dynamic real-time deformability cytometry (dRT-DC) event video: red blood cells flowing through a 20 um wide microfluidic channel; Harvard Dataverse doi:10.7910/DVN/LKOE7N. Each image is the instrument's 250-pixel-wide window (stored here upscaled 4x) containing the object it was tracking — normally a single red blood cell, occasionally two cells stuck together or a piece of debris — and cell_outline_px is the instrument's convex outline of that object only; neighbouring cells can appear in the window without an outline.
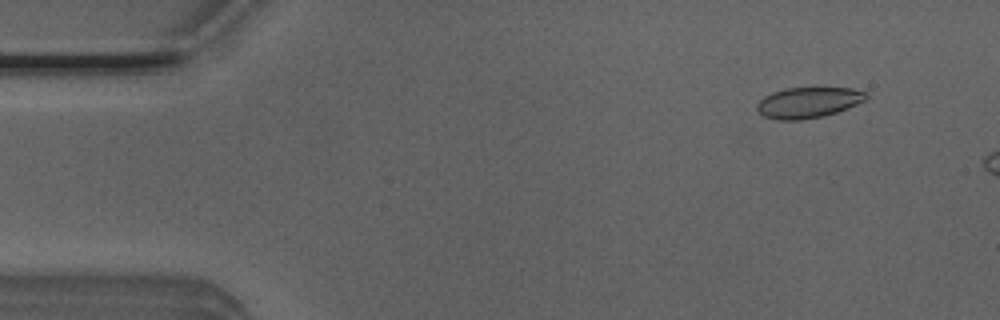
{"species": "Egyptian fruit bat (a non-hibernating species)", "species_latin": "Rousettus aegyptiacus", "temperature_condition": "room temperature", "stored_images_in_passage": 48, "camera_frame_rate_fps": 3000, "um_per_image_px": 0.085, "animal": {"sex": "male"}, "frame": {"image": 1, "passage_image": 5, "time_ms": 1.333, "image_size_px": [1000, 320], "cell_outline_px": [[868, 96], [864, 100], [848, 108], [824, 116], [800, 120], [776, 120], [764, 116], [756, 108], [756, 104], [764, 96], [772, 92], [784, 88], [812, 84], [852, 88], [868, 92]], "centroid_in_image_um": [68.72, 8.65], "position_along_channel_um": 16.3, "area_um2": 20.58}}
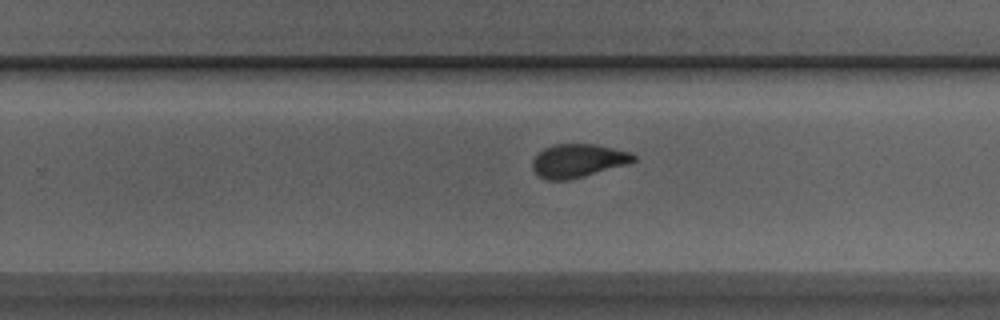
{"frame": {"image": 2, "passage_image": 33, "time_ms": 10.667, "image_size_px": [1000, 320], "cell_outline_px": [[636, 160], [628, 164], [584, 176], [568, 180], [548, 180], [540, 176], [532, 168], [532, 160], [544, 148], [556, 144], [596, 144], [632, 152], [636, 156]], "centroid_in_image_um": [49.16, 13.65], "position_along_channel_um": 280.6, "area_um2": 19.65}}
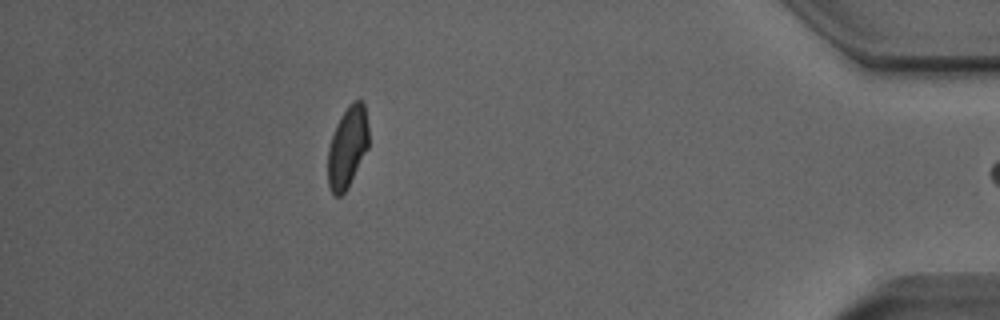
{"frame": {"image": 3, "passage_image": 47, "time_ms": 15.333, "image_size_px": [1000, 320], "cell_outline_px": [[368, 148], [348, 188], [340, 196], [336, 196], [328, 188], [328, 148], [336, 124], [340, 116], [348, 104], [352, 100], [360, 100], [364, 104], [368, 128]], "centroid_in_image_um": [29.53, 12.5], "position_along_channel_um": 405.7, "area_um2": 19.42}, "authors_computed_cell_mechanics": {"area_um2": 20.1722, "velocity_mm_per_s": 3.8575, "shape_relaxation_time_tau1_ms": 6.264, "shape_relaxation_time_tau2_ms": 1.2477, "deformation_change_tau1": 0.1465, "deformation_change_tau2": 0.0602}}